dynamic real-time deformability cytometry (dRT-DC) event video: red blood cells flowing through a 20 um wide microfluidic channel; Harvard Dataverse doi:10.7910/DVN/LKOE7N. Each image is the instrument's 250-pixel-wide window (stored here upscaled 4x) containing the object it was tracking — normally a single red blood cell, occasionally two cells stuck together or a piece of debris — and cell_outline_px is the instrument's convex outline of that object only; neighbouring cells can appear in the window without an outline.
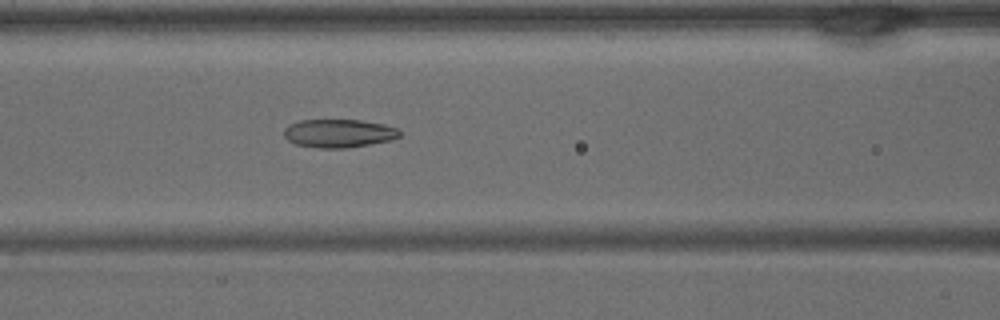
{"species": "common noctule bat (a hibernating species)", "species_latin": "Nyctalus noctula", "temperature_condition": "warm", "stored_images_in_passage": 41, "camera_frame_rate_fps": 3000, "um_per_image_px": 0.085, "animal": {"sex": "male", "body_mass_g": 15.6}, "frame": {"image": 1, "passage_image": 17, "time_ms": 5.333, "image_size_px": [1000, 320], "cell_outline_px": [[400, 136], [392, 140], [348, 148], [316, 148], [296, 144], [288, 140], [284, 136], [284, 128], [288, 124], [300, 120], [360, 120], [384, 124], [396, 128], [400, 132]], "centroid_in_image_um": [28.78, 11.33], "position_along_channel_um": 137.8, "area_um2": 19.19}}
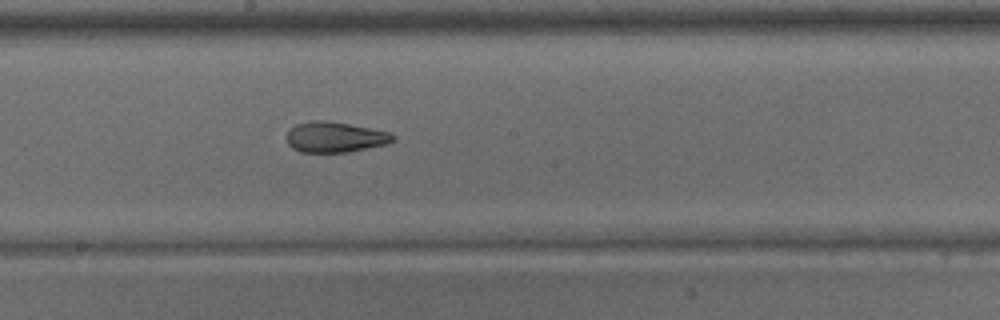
{"frame": {"image": 2, "passage_image": 22, "time_ms": 7.0, "image_size_px": [1000, 320], "cell_outline_px": [[396, 140], [388, 144], [348, 152], [300, 152], [292, 148], [288, 144], [284, 136], [296, 124], [312, 120], [324, 120], [348, 124], [388, 132], [396, 136]], "centroid_in_image_um": [28.46, 11.66], "position_along_channel_um": 219.7, "area_um2": 18.96}}
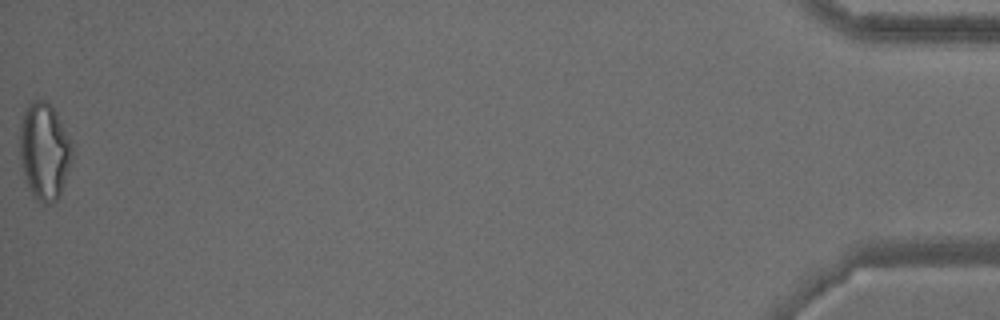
{"frame": {"image": 3, "passage_image": 41, "time_ms": 13.333, "image_size_px": [1000, 320], "cell_outline_px": [[72, 160], [60, 196], [56, 200], [48, 204], [44, 204], [36, 200], [24, 180], [20, 160], [20, 124], [24, 112], [28, 104], [36, 100], [44, 100], [56, 112], [72, 144]], "centroid_in_image_um": [3.76, 12.9], "position_along_channel_um": 431.4, "area_um2": 29.59}}